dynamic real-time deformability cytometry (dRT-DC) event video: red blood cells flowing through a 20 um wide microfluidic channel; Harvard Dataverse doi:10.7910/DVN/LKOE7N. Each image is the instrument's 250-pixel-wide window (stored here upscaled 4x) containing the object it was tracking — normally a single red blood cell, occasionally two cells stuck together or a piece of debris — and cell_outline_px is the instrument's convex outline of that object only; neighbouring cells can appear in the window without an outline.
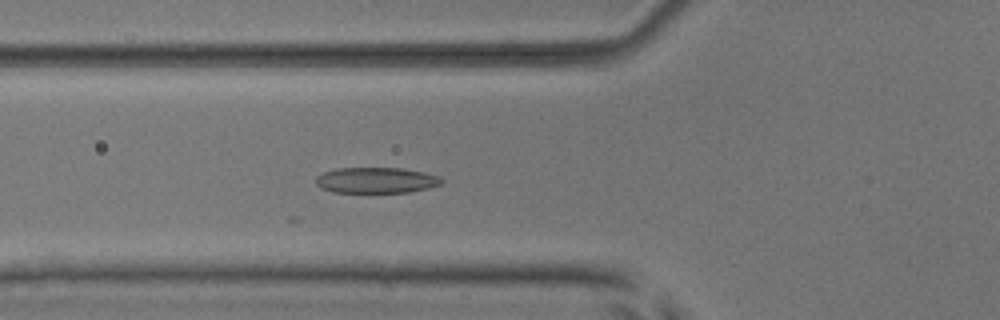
{"species": "common noctule bat (a hibernating species)", "species_latin": "Nyctalus noctula", "temperature_condition": "room temperature", "stored_images_in_passage": 6, "camera_frame_rate_fps": 3000, "um_per_image_px": 0.085, "animal": {"sex": "male", "body_mass_g": 17.9, "forearm_length_mm": 54.2}, "frame": {"image": 1, "passage_image": 6, "time_ms": 6.0, "image_size_px": [1000, 320], "cell_outline_px": [[444, 180], [440, 184], [428, 188], [408, 192], [332, 192], [320, 188], [316, 184], [316, 176], [324, 172], [336, 168], [400, 168], [424, 172], [440, 176]], "centroid_in_image_um": [31.96, 15.32], "position_along_channel_um": 93.8, "area_um2": 18.9}}